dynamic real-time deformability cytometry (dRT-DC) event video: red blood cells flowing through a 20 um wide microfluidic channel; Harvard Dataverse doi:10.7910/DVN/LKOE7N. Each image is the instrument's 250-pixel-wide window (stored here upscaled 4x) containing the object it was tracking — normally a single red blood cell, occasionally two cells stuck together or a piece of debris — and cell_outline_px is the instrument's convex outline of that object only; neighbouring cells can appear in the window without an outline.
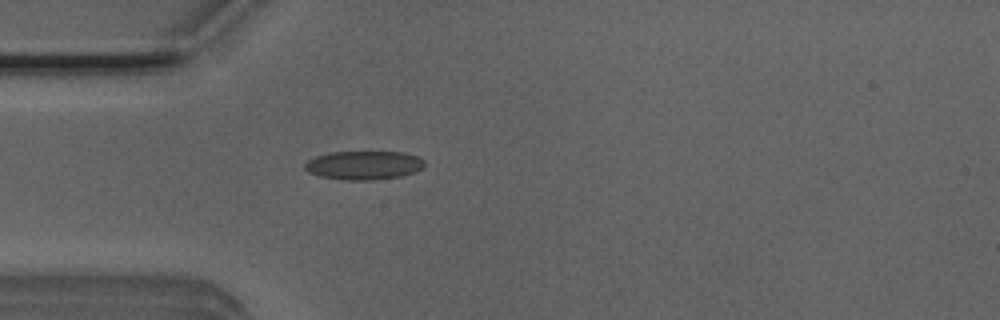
{"species": "Egyptian fruit bat (a non-hibernating species)", "species_latin": "Rousettus aegyptiacus", "temperature_condition": "room temperature", "stored_images_in_passage": 38, "camera_frame_rate_fps": 3000, "um_per_image_px": 0.085, "animal": {"sex": "male"}, "frame": {"image": 1, "passage_image": 1, "time_ms": 0.0, "image_size_px": [1000, 320], "cell_outline_px": [[424, 168], [416, 172], [400, 176], [368, 180], [344, 180], [320, 176], [308, 172], [304, 168], [304, 164], [308, 160], [316, 156], [332, 152], [404, 152], [416, 156], [424, 160]], "centroid_in_image_um": [30.93, 14.04], "position_along_channel_um": 54.1, "area_um2": 20.0}}
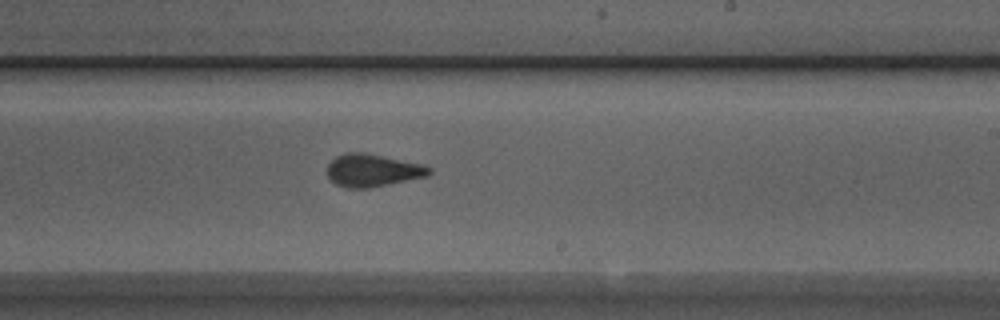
{"frame": {"image": 2, "passage_image": 17, "time_ms": 5.333, "image_size_px": [1000, 320], "cell_outline_px": [[432, 172], [428, 176], [368, 188], [348, 188], [336, 184], [328, 176], [328, 164], [336, 156], [344, 152], [364, 152], [424, 164], [432, 168]], "centroid_in_image_um": [31.7, 14.47], "position_along_channel_um": 257.3, "area_um2": 19.42}}
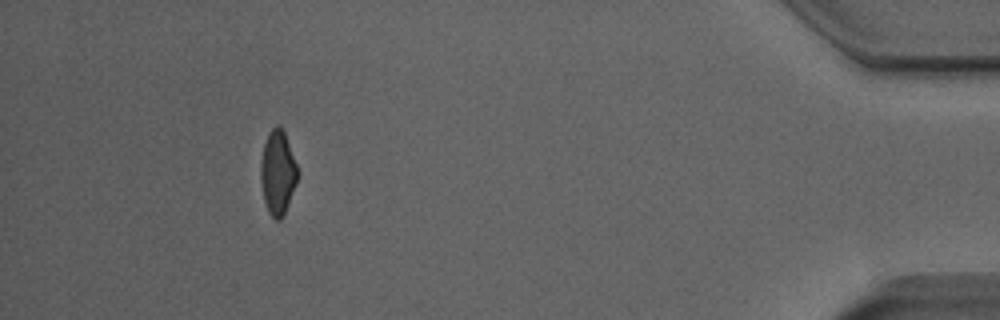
{"frame": {"image": 3, "passage_image": 34, "time_ms": 11.0, "image_size_px": [1000, 320], "cell_outline_px": [[296, 184], [284, 216], [280, 220], [276, 220], [268, 212], [264, 200], [260, 176], [260, 164], [264, 144], [268, 132], [276, 124], [280, 124], [284, 132], [296, 164]], "centroid_in_image_um": [23.58, 14.67], "position_along_channel_um": 411.6, "area_um2": 17.92}, "authors_computed_cell_mechanics": {"area_um2": 18.9584, "velocity_mm_per_s": 3.9064, "shape_relaxation_time_tau1_ms": 6.4159, "shape_relaxation_time_tau2_ms": 1.6152, "deformation_change_tau1": 0.1638, "deformation_change_tau2": 0.0674}}